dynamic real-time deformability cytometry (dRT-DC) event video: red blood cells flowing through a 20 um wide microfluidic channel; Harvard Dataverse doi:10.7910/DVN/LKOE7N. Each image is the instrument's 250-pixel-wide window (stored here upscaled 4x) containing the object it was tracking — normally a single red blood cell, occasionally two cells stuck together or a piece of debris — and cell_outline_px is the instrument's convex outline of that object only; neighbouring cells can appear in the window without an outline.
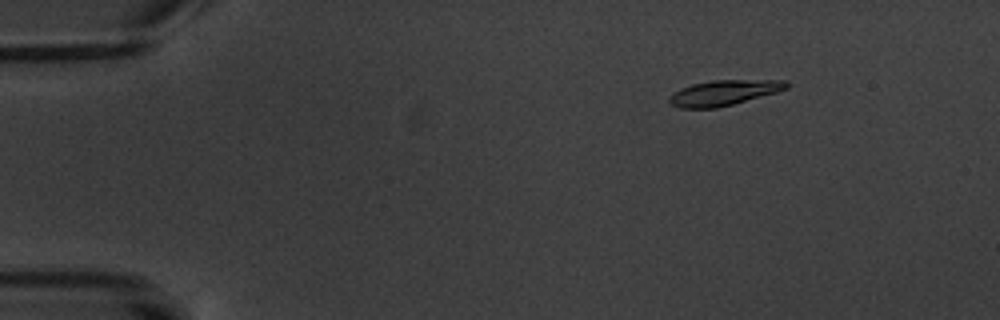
{"species": "common noctule bat (a hibernating species)", "species_latin": "Nyctalus noctula", "temperature_condition": "warm", "stored_images_in_passage": 5, "camera_frame_rate_fps": 3000, "um_per_image_px": 0.085, "animal": {"sex": "male", "body_mass_g": 20.1, "forearm_length_mm": 53.5}, "frame": {"image": 1, "passage_image": 3, "time_ms": 2.333, "image_size_px": [1000, 320], "cell_outline_px": [[788, 88], [776, 92], [732, 104], [716, 108], [680, 108], [672, 104], [668, 100], [668, 96], [680, 88], [692, 84], [712, 80], [788, 80]], "centroid_in_image_um": [61.5, 7.87], "position_along_channel_um": 23.5, "area_um2": 17.17}}
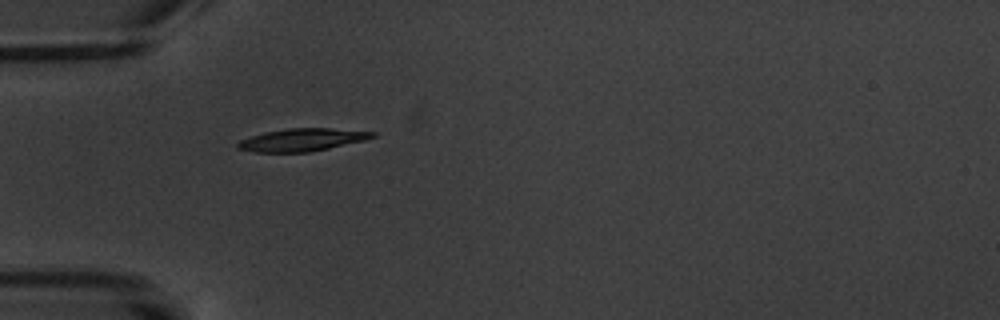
{"frame": {"image": 2, "passage_image": 5, "time_ms": 5.667, "image_size_px": [1000, 320], "cell_outline_px": [[376, 136], [364, 140], [328, 148], [308, 152], [256, 152], [236, 148], [236, 144], [240, 140], [264, 132], [288, 128], [332, 128], [376, 132]], "centroid_in_image_um": [25.66, 11.88], "position_along_channel_um": 59.3, "area_um2": 17.63}}